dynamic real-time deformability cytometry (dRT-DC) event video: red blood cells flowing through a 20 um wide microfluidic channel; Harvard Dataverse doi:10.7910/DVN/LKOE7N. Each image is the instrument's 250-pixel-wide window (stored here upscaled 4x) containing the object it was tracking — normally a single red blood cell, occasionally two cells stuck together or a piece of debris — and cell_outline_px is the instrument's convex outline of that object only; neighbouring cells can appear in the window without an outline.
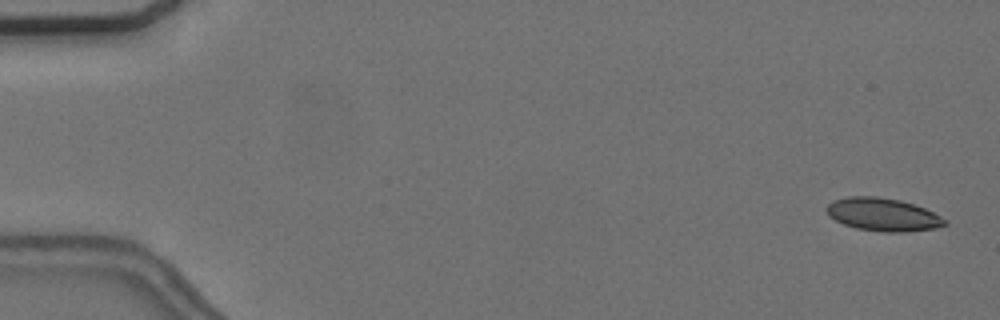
{"species": "common noctule bat (a hibernating species)", "species_latin": "Nyctalus noctula", "temperature_condition": "cold", "stored_images_in_passage": 5, "camera_frame_rate_fps": 3000, "um_per_image_px": 0.085, "animal": {"sex": "female", "body_mass_g": 24.6, "forearm_length_mm": 56.2}, "frame": {"image": 1, "passage_image": 1, "time_ms": 0.0, "image_size_px": [1000, 320], "cell_outline_px": [[948, 224], [936, 228], [904, 232], [884, 232], [856, 228], [844, 224], [828, 216], [824, 208], [832, 200], [848, 196], [876, 196], [900, 200], [924, 208], [948, 220]], "centroid_in_image_um": [75.02, 18.23], "position_along_channel_um": 10.0, "area_um2": 22.83}}
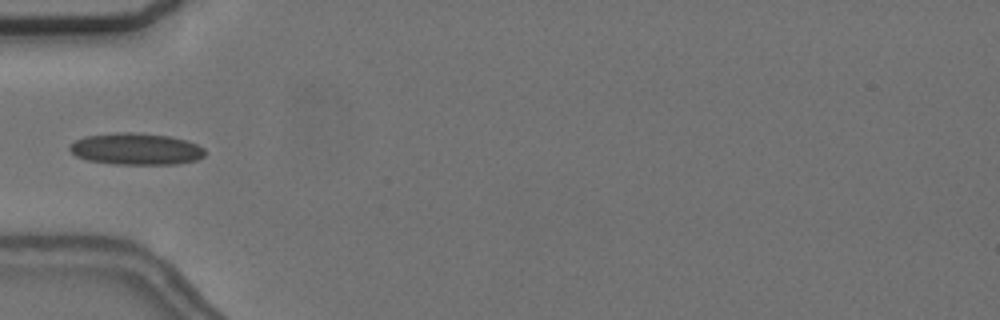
{"frame": {"image": 2, "passage_image": 5, "time_ms": 5.667, "image_size_px": [1000, 320], "cell_outline_px": [[204, 156], [196, 160], [176, 164], [116, 164], [88, 160], [76, 156], [68, 148], [68, 144], [84, 136], [116, 132], [136, 132], [168, 136], [184, 140], [196, 144], [204, 148]], "centroid_in_image_um": [11.52, 12.65], "position_along_channel_um": 73.5, "area_um2": 24.97}}